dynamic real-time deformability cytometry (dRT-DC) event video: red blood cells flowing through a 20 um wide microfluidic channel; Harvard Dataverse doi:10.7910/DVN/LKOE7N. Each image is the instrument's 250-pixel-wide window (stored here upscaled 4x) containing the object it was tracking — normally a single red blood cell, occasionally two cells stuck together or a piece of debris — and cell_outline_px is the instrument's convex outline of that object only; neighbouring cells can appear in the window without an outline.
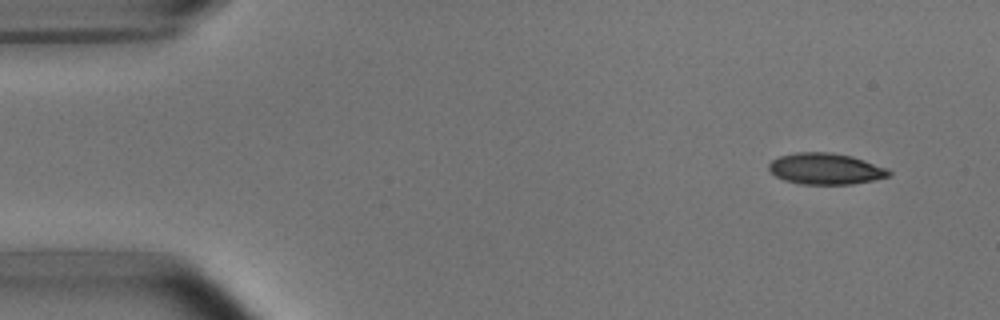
{"species": "common noctule bat (a hibernating species)", "species_latin": "Nyctalus noctula", "temperature_condition": "room temperature", "stored_images_in_passage": 3, "camera_frame_rate_fps": 3000, "um_per_image_px": 0.085, "animal": {"sex": "male", "body_mass_g": 15.6}, "frame": {"image": 1, "passage_image": 1, "time_ms": 0.0, "image_size_px": [1000, 320], "cell_outline_px": [[892, 176], [852, 184], [804, 184], [784, 180], [776, 176], [768, 168], [768, 164], [772, 160], [780, 156], [796, 152], [828, 152], [852, 156], [888, 168], [892, 172]], "centroid_in_image_um": [70.2, 14.34], "position_along_channel_um": 14.8, "area_um2": 21.85}}